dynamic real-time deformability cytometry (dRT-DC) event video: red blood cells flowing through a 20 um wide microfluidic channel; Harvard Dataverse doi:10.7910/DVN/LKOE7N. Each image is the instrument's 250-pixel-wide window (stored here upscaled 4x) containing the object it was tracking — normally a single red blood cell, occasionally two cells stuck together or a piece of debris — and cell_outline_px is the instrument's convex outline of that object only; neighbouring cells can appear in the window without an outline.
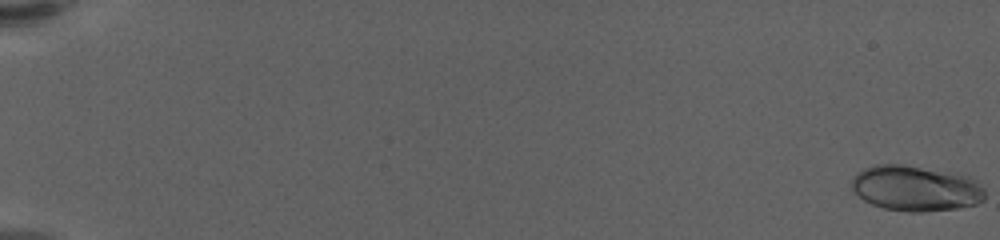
{"species": "human", "species_latin": "Homo sapiens", "temperature_condition": "warm", "stored_images_in_passage": 61, "camera_frame_rate_fps": 3000, "um_per_image_px": 0.085, "donor": {"sex": "female"}, "frame": {"image": 1, "passage_image": 1, "time_ms": 0.0, "image_size_px": [1000, 240], "cell_outline_px": [[984, 200], [976, 204], [956, 208], [924, 212], [908, 212], [884, 208], [872, 204], [864, 200], [848, 184], [852, 176], [864, 168], [876, 164], [904, 164], [960, 172], [976, 180], [984, 188]], "centroid_in_image_um": [77.85, 15.98], "position_along_channel_um": 7.2, "area_um2": 36.01}}
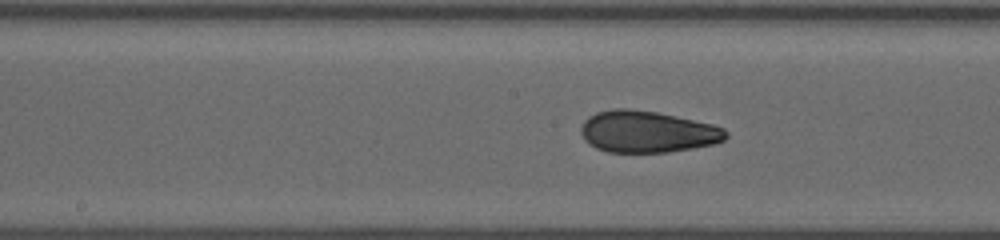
{"frame": {"image": 2, "passage_image": 34, "time_ms": 11.0, "image_size_px": [1000, 240], "cell_outline_px": [[728, 136], [724, 140], [716, 144], [668, 152], [608, 152], [596, 148], [588, 144], [584, 140], [580, 132], [580, 128], [584, 120], [588, 116], [596, 112], [612, 108], [628, 108], [656, 112], [676, 116], [712, 124], [724, 128], [728, 132]], "centroid_in_image_um": [55.0, 11.19], "position_along_channel_um": 193.2, "area_um2": 35.49}}
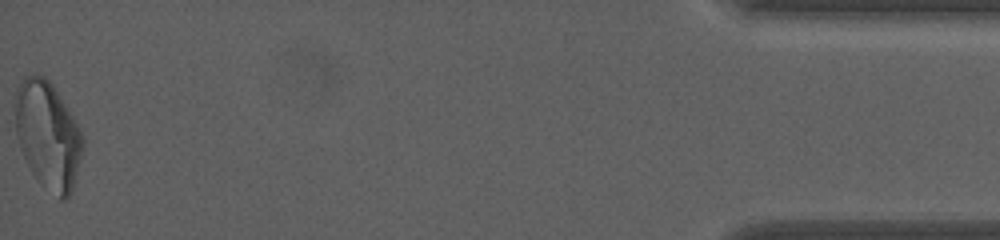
{"frame": {"image": 3, "passage_image": 61, "time_ms": 20.0, "image_size_px": [1000, 240], "cell_outline_px": [[84, 144], [72, 192], [64, 200], [60, 200], [40, 184], [36, 180], [20, 148], [16, 132], [12, 104], [16, 88], [20, 80], [24, 76], [32, 72], [36, 72], [44, 76], [52, 84], [72, 116], [84, 136]], "centroid_in_image_um": [4.02, 11.45], "position_along_channel_um": 431.2, "area_um2": 43.0}, "authors_computed_cell_mechanics": {"area_um2": 34.5644, "velocity_mm_per_s": 3.5748, "shape_relaxation_time_tau1_ms": null, "shape_relaxation_time_tau2_ms": 1.2132, "deformation_change_tau1": null, "deformation_change_tau2": 0.0713}}